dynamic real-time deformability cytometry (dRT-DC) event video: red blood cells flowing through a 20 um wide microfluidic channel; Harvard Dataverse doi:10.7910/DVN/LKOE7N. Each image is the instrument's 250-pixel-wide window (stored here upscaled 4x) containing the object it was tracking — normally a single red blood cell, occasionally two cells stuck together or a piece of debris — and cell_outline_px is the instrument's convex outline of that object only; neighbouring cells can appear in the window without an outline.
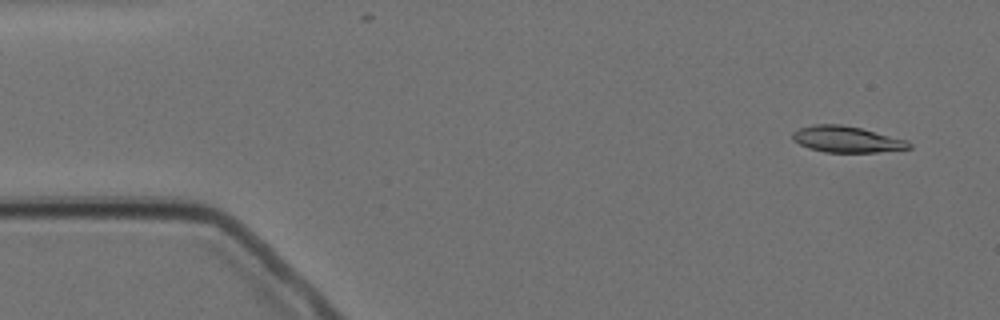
{"species": "Egyptian fruit bat (a non-hibernating species)", "species_latin": "Rousettus aegyptiacus", "temperature_condition": "cold", "stored_images_in_passage": 4, "camera_frame_rate_fps": 3000, "um_per_image_px": 0.085, "animal": {"sex": "female"}, "frame": {"image": 1, "passage_image": 1, "time_ms": 0.0, "image_size_px": [1000, 320], "cell_outline_px": [[912, 148], [876, 152], [824, 152], [808, 148], [792, 140], [792, 132], [800, 128], [812, 124], [840, 124], [860, 128], [908, 140], [912, 144]], "centroid_in_image_um": [71.96, 11.84], "position_along_channel_um": 13.0, "area_um2": 17.8}}